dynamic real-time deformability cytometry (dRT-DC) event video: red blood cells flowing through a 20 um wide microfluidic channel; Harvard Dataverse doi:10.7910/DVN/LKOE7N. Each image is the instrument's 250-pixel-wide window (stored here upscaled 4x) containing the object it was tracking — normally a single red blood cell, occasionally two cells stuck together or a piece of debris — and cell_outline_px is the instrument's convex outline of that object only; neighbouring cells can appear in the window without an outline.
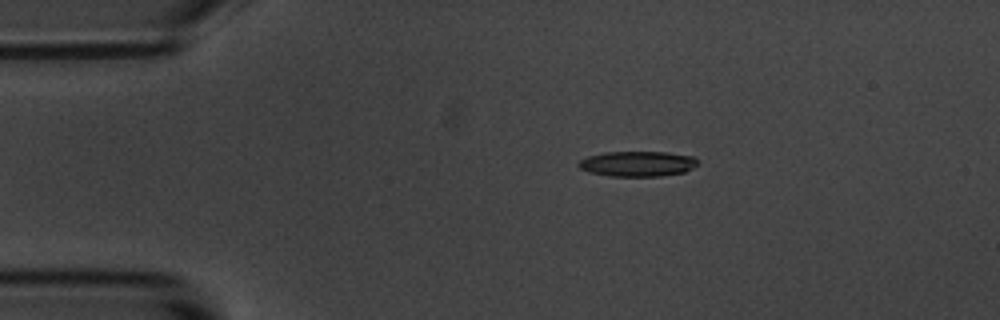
{"species": "common noctule bat (a hibernating species)", "species_latin": "Nyctalus noctula", "temperature_condition": "room temperature", "stored_images_in_passage": 7, "camera_frame_rate_fps": 3000, "um_per_image_px": 0.085, "animal": {"sex": "male", "body_mass_g": 20.1, "forearm_length_mm": 53.5}, "frame": {"image": 1, "passage_image": 1, "time_ms": 0.0, "image_size_px": [1000, 320], "cell_outline_px": [[696, 164], [692, 168], [684, 172], [660, 176], [608, 176], [588, 172], [580, 168], [576, 164], [580, 160], [588, 156], [604, 152], [664, 152], [696, 156]], "centroid_in_image_um": [54.16, 13.92], "position_along_channel_um": 30.8, "area_um2": 17.57}}
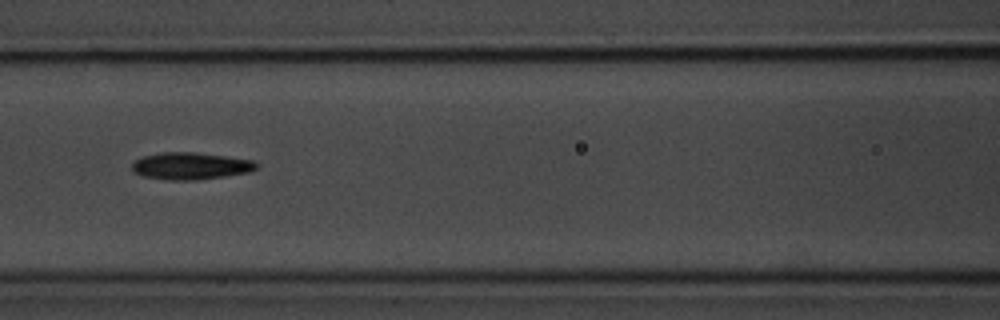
{"frame": {"image": 2, "passage_image": 5, "time_ms": 4.667, "image_size_px": [1000, 320], "cell_outline_px": [[256, 168], [248, 172], [224, 176], [196, 180], [168, 180], [144, 176], [132, 172], [132, 164], [136, 160], [144, 156], [164, 152], [196, 152], [252, 160], [256, 164]], "centroid_in_image_um": [16.16, 14.11], "position_along_channel_um": 150.4, "area_um2": 19.36}}
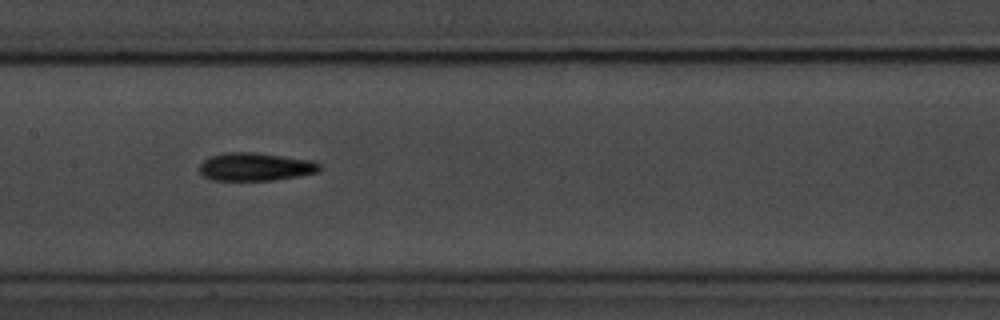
{"frame": {"image": 3, "passage_image": 6, "time_ms": 5.667, "image_size_px": [1000, 320], "cell_outline_px": [[320, 168], [316, 172], [300, 176], [276, 180], [212, 180], [204, 176], [200, 172], [200, 164], [204, 160], [212, 156], [224, 152], [252, 152], [312, 160], [320, 164]], "centroid_in_image_um": [21.7, 14.18], "position_along_channel_um": 185.7, "area_um2": 19.54}}